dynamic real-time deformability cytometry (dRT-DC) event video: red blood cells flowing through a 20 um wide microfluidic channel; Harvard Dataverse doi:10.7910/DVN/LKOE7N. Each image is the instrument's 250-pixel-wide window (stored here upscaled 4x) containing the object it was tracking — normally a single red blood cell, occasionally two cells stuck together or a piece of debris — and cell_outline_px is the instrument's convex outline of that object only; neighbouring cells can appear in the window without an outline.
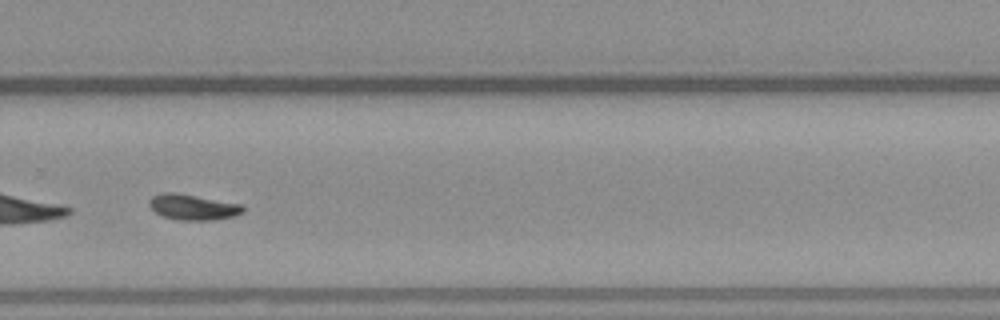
{"species": "common noctule bat (a hibernating species)", "species_latin": "Nyctalus noctula", "temperature_condition": "warm", "stored_images_in_passage": 42, "camera_frame_rate_fps": 3000, "um_per_image_px": 0.085, "animal": {"sex": "male", "body_mass_g": 23.1, "forearm_length_mm": 52.7}, "frame": {"image": 1, "passage_image": 24, "time_ms": 7.667, "image_size_px": [1000, 320], "cell_outline_px": [[244, 212], [232, 216], [212, 220], [176, 220], [160, 216], [148, 204], [148, 200], [152, 196], [160, 192], [176, 192], [244, 204]], "centroid_in_image_um": [16.37, 17.59], "position_along_channel_um": 313.4, "area_um2": 14.28}}